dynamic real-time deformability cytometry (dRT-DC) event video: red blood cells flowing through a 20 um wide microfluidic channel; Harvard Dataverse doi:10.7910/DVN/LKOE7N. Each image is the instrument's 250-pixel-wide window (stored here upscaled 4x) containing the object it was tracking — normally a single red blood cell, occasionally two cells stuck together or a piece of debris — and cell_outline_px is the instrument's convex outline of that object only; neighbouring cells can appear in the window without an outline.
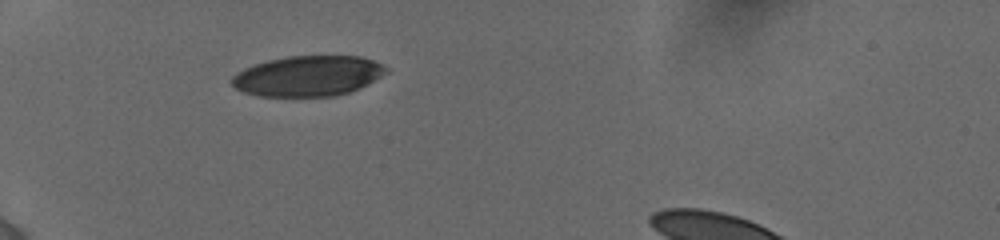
{"species": "human", "species_latin": "Homo sapiens", "temperature_condition": "cold", "stored_images_in_passage": 25, "camera_frame_rate_fps": 3000, "um_per_image_px": 0.085, "donor": {"sex": "female"}, "frame": {"image": 1, "passage_image": 1, "time_ms": 0.0, "image_size_px": [1000, 240], "cell_outline_px": [[388, 72], [348, 92], [332, 96], [260, 96], [244, 92], [236, 88], [232, 84], [232, 76], [236, 72], [244, 68], [268, 60], [288, 56], [360, 56], [372, 60], [388, 68]], "centroid_in_image_um": [26.13, 6.45], "position_along_channel_um": 58.9, "area_um2": 35.84}}
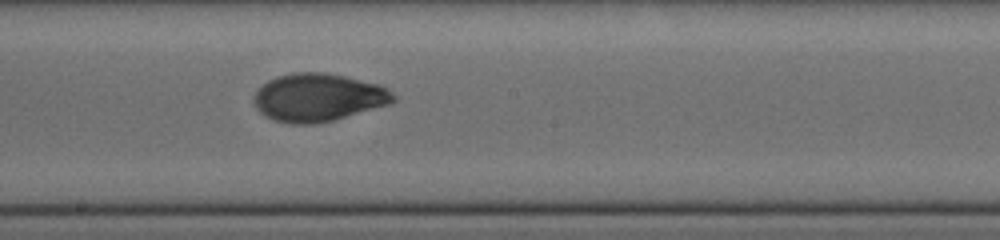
{"frame": {"image": 2, "passage_image": 10, "time_ms": 3.0, "image_size_px": [1000, 240], "cell_outline_px": [[396, 100], [392, 104], [332, 120], [316, 124], [292, 124], [276, 120], [264, 116], [256, 108], [252, 100], [252, 96], [256, 88], [268, 80], [276, 76], [296, 72], [324, 72], [344, 76], [380, 84], [388, 88], [396, 96]], "centroid_in_image_um": [27.03, 8.28], "position_along_channel_um": 221.2, "area_um2": 39.42}}
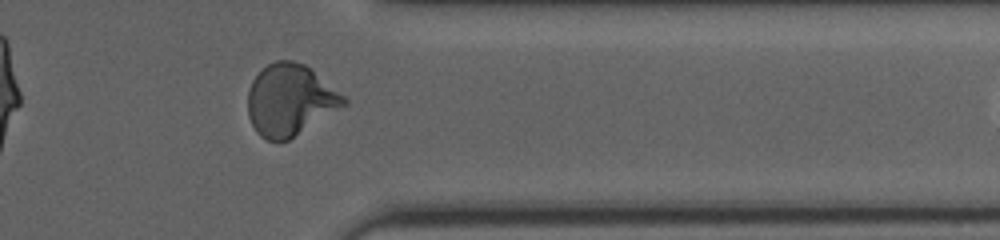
{"frame": {"image": 3, "passage_image": 22, "time_ms": 7.333, "image_size_px": [1000, 240], "cell_outline_px": [[348, 104], [288, 140], [268, 140], [260, 136], [256, 132], [248, 116], [248, 92], [252, 80], [268, 64], [276, 60], [292, 60], [304, 64], [344, 96], [348, 100]], "centroid_in_image_um": [24.64, 8.51], "position_along_channel_um": 386.8, "area_um2": 39.48}}